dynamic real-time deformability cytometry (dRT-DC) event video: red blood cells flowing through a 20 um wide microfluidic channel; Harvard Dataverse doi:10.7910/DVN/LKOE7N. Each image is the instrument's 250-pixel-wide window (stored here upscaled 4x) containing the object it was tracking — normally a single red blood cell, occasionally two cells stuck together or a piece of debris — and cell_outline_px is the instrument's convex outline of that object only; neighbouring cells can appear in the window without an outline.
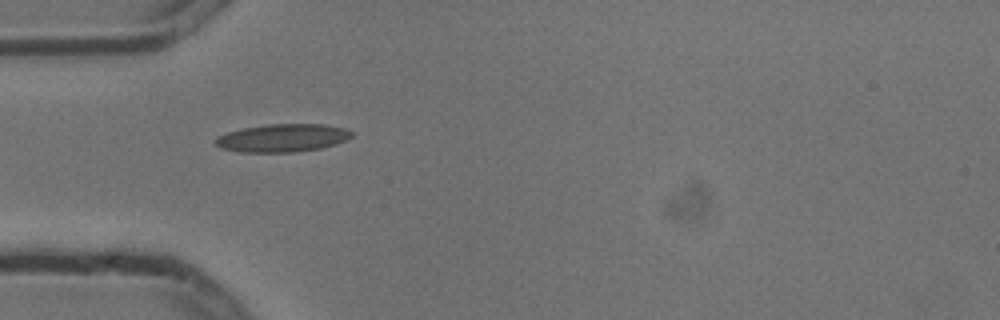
{"species": "common noctule bat (a hibernating species)", "species_latin": "Nyctalus noctula", "temperature_condition": "cold", "stored_images_in_passage": 7, "camera_frame_rate_fps": 3000, "um_per_image_px": 0.085, "animal": {"sex": "male", "body_mass_g": 13.3}, "frame": {"image": 1, "passage_image": 1, "time_ms": 0.0, "image_size_px": [1000, 320], "cell_outline_px": [[352, 136], [348, 140], [336, 144], [320, 148], [296, 152], [240, 152], [220, 148], [212, 140], [228, 132], [244, 128], [268, 124], [324, 124], [344, 128], [352, 132]], "centroid_in_image_um": [24.03, 11.73], "position_along_channel_um": 61.0, "area_um2": 22.2}}
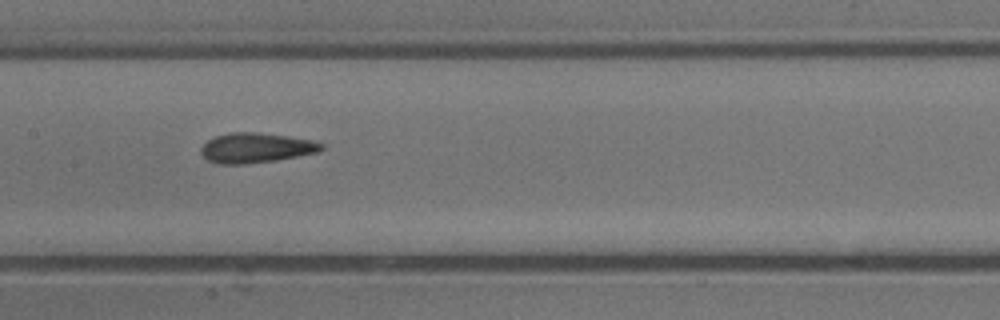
{"frame": {"image": 2, "passage_image": 4, "time_ms": 1.0, "image_size_px": [1000, 320], "cell_outline_px": [[324, 148], [320, 152], [276, 160], [248, 164], [216, 164], [208, 160], [200, 152], [200, 148], [208, 140], [216, 136], [232, 132], [256, 132], [288, 136], [316, 140], [324, 144]], "centroid_in_image_um": [21.8, 12.57], "position_along_channel_um": 185.6, "area_um2": 21.21}}
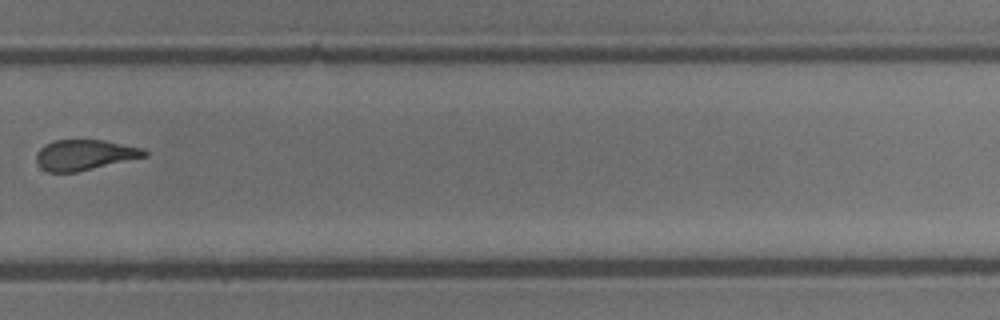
{"frame": {"image": 3, "passage_image": 7, "time_ms": 2.0, "image_size_px": [1000, 320], "cell_outline_px": [[148, 156], [76, 172], [48, 172], [40, 168], [36, 160], [36, 152], [44, 144], [52, 140], [104, 140], [144, 148], [148, 152]], "centroid_in_image_um": [7.18, 13.16], "position_along_channel_um": 322.6, "area_um2": 19.36}}